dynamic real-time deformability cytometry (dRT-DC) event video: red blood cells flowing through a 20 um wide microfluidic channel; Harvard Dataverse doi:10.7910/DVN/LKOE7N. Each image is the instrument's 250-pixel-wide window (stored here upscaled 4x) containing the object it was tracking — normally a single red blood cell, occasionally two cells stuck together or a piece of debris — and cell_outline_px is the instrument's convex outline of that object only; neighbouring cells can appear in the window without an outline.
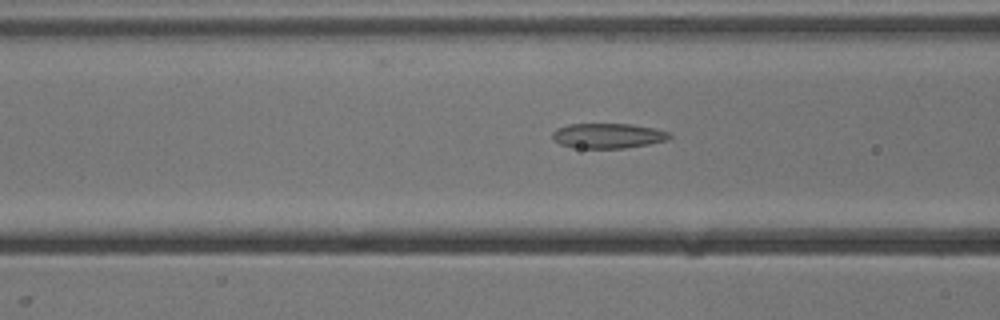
{"species": "common noctule bat (a hibernating species)", "species_latin": "Nyctalus noctula", "temperature_condition": "cold", "stored_images_in_passage": 15, "camera_frame_rate_fps": 3000, "um_per_image_px": 0.085, "animal": {"sex": "male", "body_mass_g": 13.3}, "frame": {"image": 1, "passage_image": 13, "time_ms": 4.0, "image_size_px": [1000, 320], "cell_outline_px": [[672, 136], [668, 140], [648, 144], [624, 148], [572, 148], [560, 144], [552, 140], [552, 132], [556, 128], [568, 124], [632, 124], [652, 128], [668, 132]], "centroid_in_image_um": [51.62, 11.54], "position_along_channel_um": 115.0, "area_um2": 17.17}}